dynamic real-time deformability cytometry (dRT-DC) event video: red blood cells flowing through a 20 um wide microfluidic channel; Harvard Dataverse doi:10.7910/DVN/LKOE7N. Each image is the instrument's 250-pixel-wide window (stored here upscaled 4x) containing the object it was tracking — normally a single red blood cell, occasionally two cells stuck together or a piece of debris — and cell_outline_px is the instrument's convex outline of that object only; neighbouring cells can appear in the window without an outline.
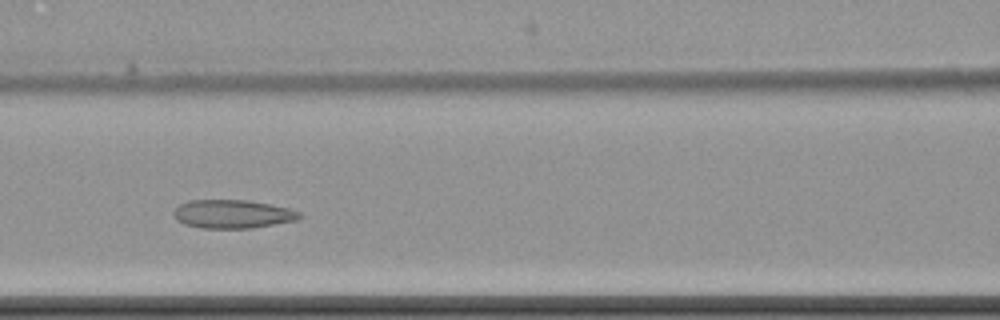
{"species": "common noctule bat (a hibernating species)", "species_latin": "Nyctalus noctula", "temperature_condition": "cold", "stored_images_in_passage": 8, "camera_frame_rate_fps": 3000, "um_per_image_px": 0.085, "animal": {"sex": "female", "body_mass_g": 22.7, "forearm_length_mm": 54.2}, "frame": {"image": 1, "passage_image": 4, "time_ms": 4.333, "image_size_px": [1000, 320], "cell_outline_px": [[304, 216], [296, 220], [252, 228], [200, 228], [184, 224], [176, 220], [172, 212], [180, 204], [188, 200], [248, 200], [272, 204], [288, 208], [300, 212]], "centroid_in_image_um": [19.76, 18.19], "position_along_channel_um": 146.8, "area_um2": 21.04}}
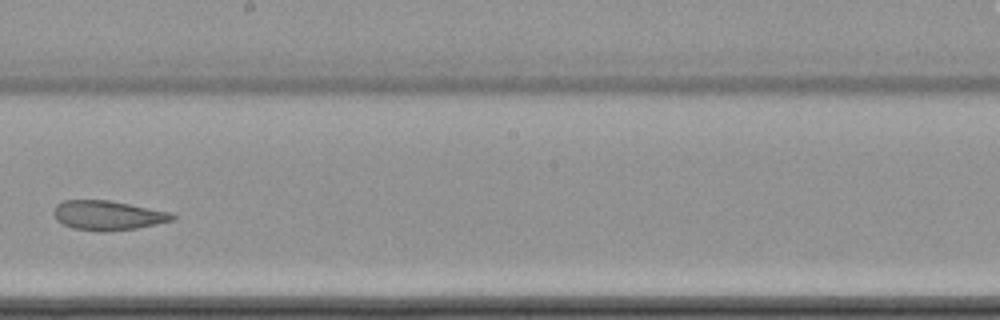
{"frame": {"image": 2, "passage_image": 6, "time_ms": 7.0, "image_size_px": [1000, 320], "cell_outline_px": [[176, 216], [172, 220], [136, 228], [108, 232], [100, 232], [72, 228], [56, 220], [52, 212], [56, 204], [64, 200], [108, 200], [168, 212]], "centroid_in_image_um": [9.08, 18.31], "position_along_channel_um": 239.1, "area_um2": 20.23}}
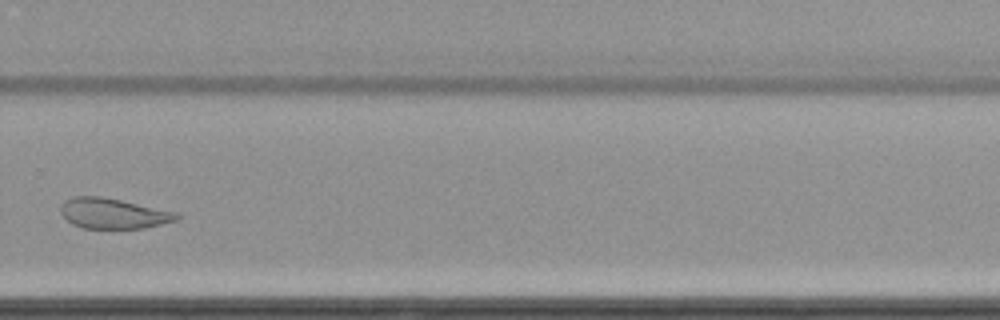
{"frame": {"image": 3, "passage_image": 8, "time_ms": 9.333, "image_size_px": [1000, 320], "cell_outline_px": [[180, 220], [144, 228], [84, 228], [72, 224], [60, 212], [60, 208], [64, 200], [72, 196], [100, 196], [120, 200], [176, 212], [180, 216]], "centroid_in_image_um": [9.62, 18.14], "position_along_channel_um": 320.2, "area_um2": 20.46}}